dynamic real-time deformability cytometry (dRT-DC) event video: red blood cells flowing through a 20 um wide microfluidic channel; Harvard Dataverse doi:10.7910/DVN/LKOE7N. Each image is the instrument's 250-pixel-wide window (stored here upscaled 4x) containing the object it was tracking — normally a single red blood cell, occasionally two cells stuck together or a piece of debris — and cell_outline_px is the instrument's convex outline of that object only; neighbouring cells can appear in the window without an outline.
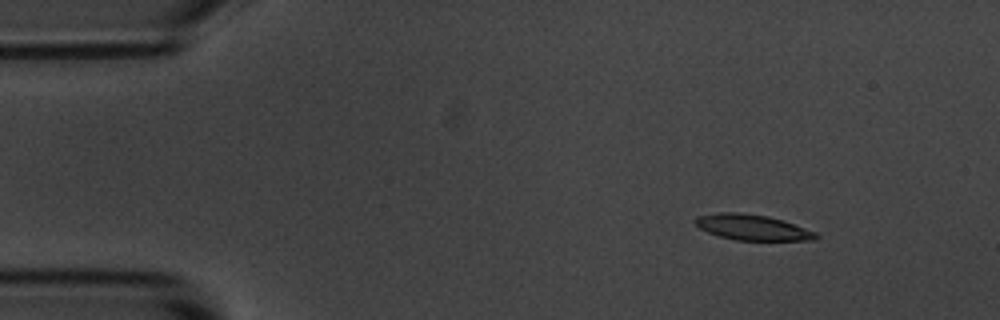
{"species": "common noctule bat (a hibernating species)", "species_latin": "Nyctalus noctula", "temperature_condition": "room temperature", "stored_images_in_passage": 49, "camera_frame_rate_fps": 3000, "um_per_image_px": 0.085, "animal": {"sex": "male", "body_mass_g": 20.1, "forearm_length_mm": 53.5}, "frame": {"image": 1, "passage_image": 1, "time_ms": 0.0, "image_size_px": [1000, 320], "cell_outline_px": [[820, 236], [816, 240], [736, 240], [720, 236], [708, 232], [700, 228], [692, 220], [696, 216], [720, 212], [740, 212], [768, 216], [784, 220], [816, 232]], "centroid_in_image_um": [63.96, 19.31], "position_along_channel_um": 21.0, "area_um2": 18.09}}
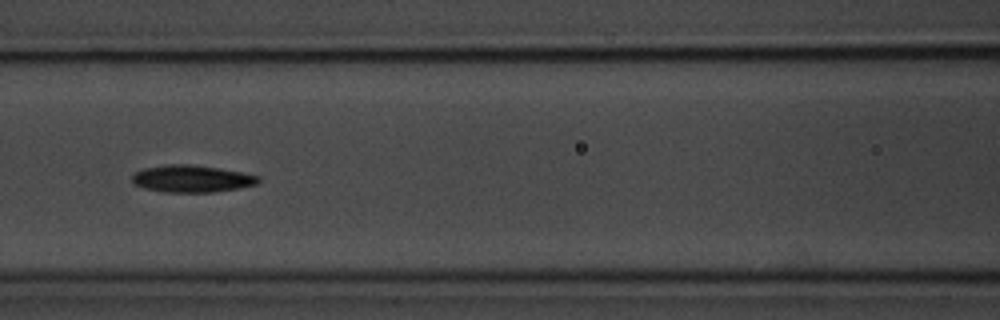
{"frame": {"image": 2, "passage_image": 18, "time_ms": 5.667, "image_size_px": [1000, 320], "cell_outline_px": [[260, 180], [256, 184], [240, 188], [212, 192], [164, 192], [144, 188], [136, 184], [132, 180], [132, 176], [136, 172], [144, 168], [164, 164], [192, 164], [220, 168], [260, 176]], "centroid_in_image_um": [16.31, 15.18], "position_along_channel_um": 150.3, "area_um2": 19.94}}
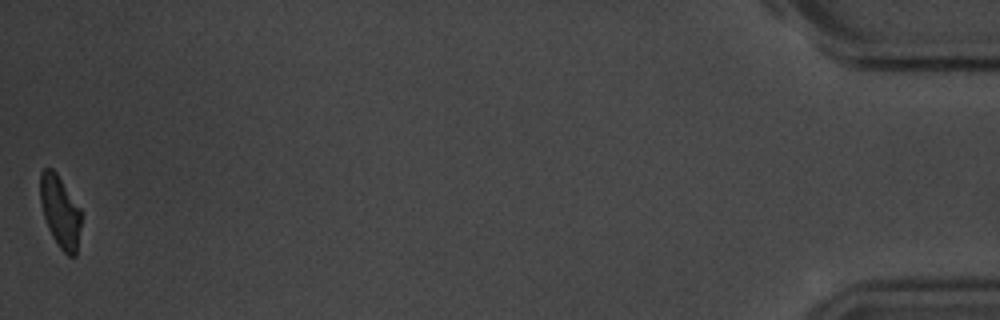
{"frame": {"image": 3, "passage_image": 49, "time_ms": 16.0, "image_size_px": [1000, 320], "cell_outline_px": [[80, 224], [76, 256], [68, 256], [56, 244], [48, 228], [40, 204], [40, 172], [44, 168], [52, 168], [56, 172], [80, 208]], "centroid_in_image_um": [5.09, 17.98], "position_along_channel_um": 430.1, "area_um2": 17.05}, "authors_computed_cell_mechanics": {"area_um2": 19.0162, "velocity_mm_per_s": 3.6507, "shape_relaxation_time_tau1_ms": 2.6838, "shape_relaxation_time_tau2_ms": null, "deformation_change_tau1": 0.1234, "deformation_change_tau2": null}}